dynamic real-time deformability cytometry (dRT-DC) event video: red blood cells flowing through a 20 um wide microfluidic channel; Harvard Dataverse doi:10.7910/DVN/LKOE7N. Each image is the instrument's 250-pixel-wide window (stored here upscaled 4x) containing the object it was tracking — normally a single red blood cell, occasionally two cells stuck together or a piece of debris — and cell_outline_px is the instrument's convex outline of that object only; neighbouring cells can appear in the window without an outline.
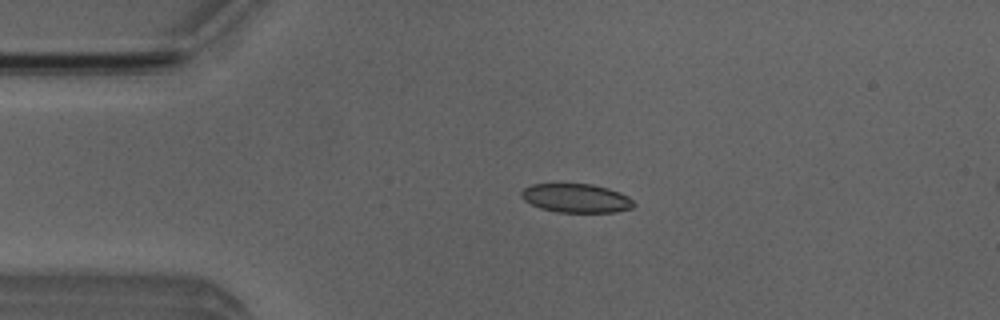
{"species": "Egyptian fruit bat (a non-hibernating species)", "species_latin": "Rousettus aegyptiacus", "temperature_condition": "room temperature", "stored_images_in_passage": 51, "camera_frame_rate_fps": 3000, "um_per_image_px": 0.085, "animal": {"sex": "male"}, "frame": {"image": 1, "passage_image": 10, "time_ms": 3.0, "image_size_px": [1000, 320], "cell_outline_px": [[636, 204], [632, 208], [616, 212], [556, 212], [540, 208], [524, 200], [520, 196], [520, 192], [524, 188], [532, 184], [592, 184], [608, 188], [620, 192], [628, 196]], "centroid_in_image_um": [48.98, 16.84], "position_along_channel_um": 36.0, "area_um2": 18.96}}
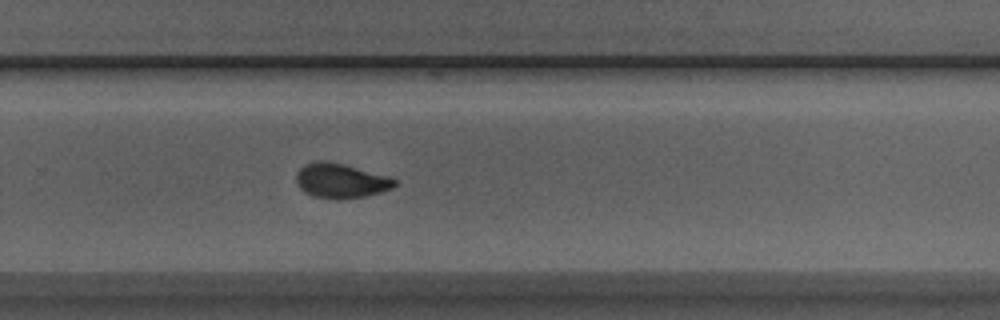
{"frame": {"image": 2, "passage_image": 33, "time_ms": 10.667, "image_size_px": [1000, 320], "cell_outline_px": [[396, 184], [392, 188], [380, 192], [348, 200], [340, 200], [312, 196], [304, 192], [296, 184], [296, 172], [304, 164], [316, 160], [328, 160], [392, 176], [396, 180]], "centroid_in_image_um": [28.96, 15.36], "position_along_channel_um": 300.8, "area_um2": 20.4}}
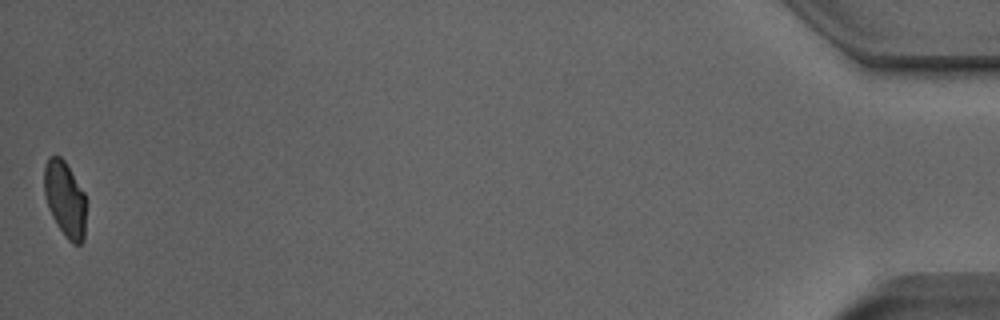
{"frame": {"image": 3, "passage_image": 51, "time_ms": 16.667, "image_size_px": [1000, 320], "cell_outline_px": [[84, 240], [80, 244], [72, 244], [64, 236], [56, 224], [48, 208], [44, 192], [44, 168], [48, 156], [60, 156], [64, 160], [84, 192]], "centroid_in_image_um": [5.49, 16.93], "position_along_channel_um": 429.7, "area_um2": 18.32}, "authors_computed_cell_mechanics": {"area_um2": 19.4786, "velocity_mm_per_s": 3.8698, "shape_relaxation_time_tau1_ms": 5.7499, "shape_relaxation_time_tau2_ms": 1.3232, "deformation_change_tau1": 0.1529, "deformation_change_tau2": 0.0496}}